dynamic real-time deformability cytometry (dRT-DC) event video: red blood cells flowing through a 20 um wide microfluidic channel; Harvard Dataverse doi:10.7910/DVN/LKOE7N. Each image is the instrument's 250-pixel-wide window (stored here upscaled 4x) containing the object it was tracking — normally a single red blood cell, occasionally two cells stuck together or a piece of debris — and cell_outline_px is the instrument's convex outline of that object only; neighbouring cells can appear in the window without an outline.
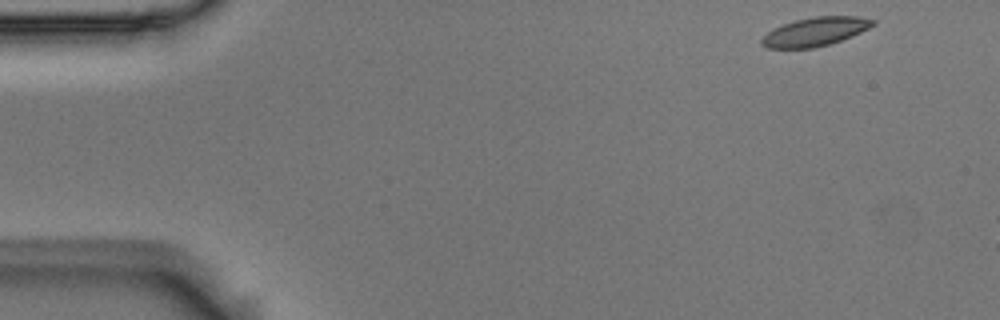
{"species": "Egyptian fruit bat (a non-hibernating species)", "species_latin": "Rousettus aegyptiacus", "temperature_condition": "room temperature", "stored_images_in_passage": 8, "camera_frame_rate_fps": 3000, "um_per_image_px": 0.085, "animal": {"sex": "male"}, "frame": {"image": 1, "passage_image": 1, "time_ms": 0.0, "image_size_px": [1000, 320], "cell_outline_px": [[876, 24], [852, 36], [828, 44], [812, 48], [768, 48], [760, 44], [760, 40], [772, 28], [796, 20], [816, 16], [860, 16], [876, 20]], "centroid_in_image_um": [69.29, 2.68], "position_along_channel_um": 15.7, "area_um2": 18.5}}